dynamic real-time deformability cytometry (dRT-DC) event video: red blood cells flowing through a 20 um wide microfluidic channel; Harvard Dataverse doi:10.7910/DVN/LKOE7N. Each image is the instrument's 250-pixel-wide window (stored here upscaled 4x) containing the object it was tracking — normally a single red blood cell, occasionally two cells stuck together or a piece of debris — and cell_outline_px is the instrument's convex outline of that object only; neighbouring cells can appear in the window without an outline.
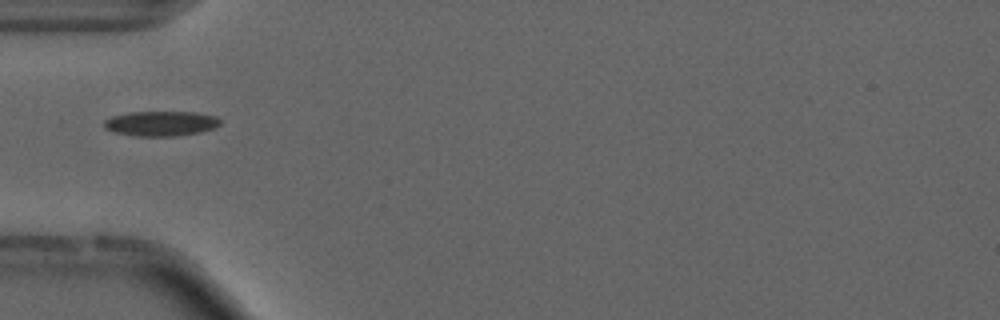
{"species": "common noctule bat (a hibernating species)", "species_latin": "Nyctalus noctula", "temperature_condition": "cold", "stored_images_in_passage": 39, "camera_frame_rate_fps": 3000, "um_per_image_px": 0.085, "animal": {"sex": "male", "forearm_length_mm": 52.5}, "frame": {"image": 1, "passage_image": 1, "time_ms": 0.0, "image_size_px": [1000, 320], "cell_outline_px": [[220, 124], [216, 128], [200, 132], [176, 136], [136, 136], [116, 132], [104, 128], [104, 120], [112, 116], [128, 112], [196, 112], [216, 116], [220, 120]], "centroid_in_image_um": [13.7, 10.49], "position_along_channel_um": 71.3, "area_um2": 16.94}, "authors_computed_cell_mechanics": {"area_um2": 15.7216, "velocity_mm_per_s": 3.7164, "shape_relaxation_time_tau1_ms": null, "shape_relaxation_time_tau2_ms": 8.0427, "deformation_change_tau1": null, "deformation_change_tau2": 0.1605}}